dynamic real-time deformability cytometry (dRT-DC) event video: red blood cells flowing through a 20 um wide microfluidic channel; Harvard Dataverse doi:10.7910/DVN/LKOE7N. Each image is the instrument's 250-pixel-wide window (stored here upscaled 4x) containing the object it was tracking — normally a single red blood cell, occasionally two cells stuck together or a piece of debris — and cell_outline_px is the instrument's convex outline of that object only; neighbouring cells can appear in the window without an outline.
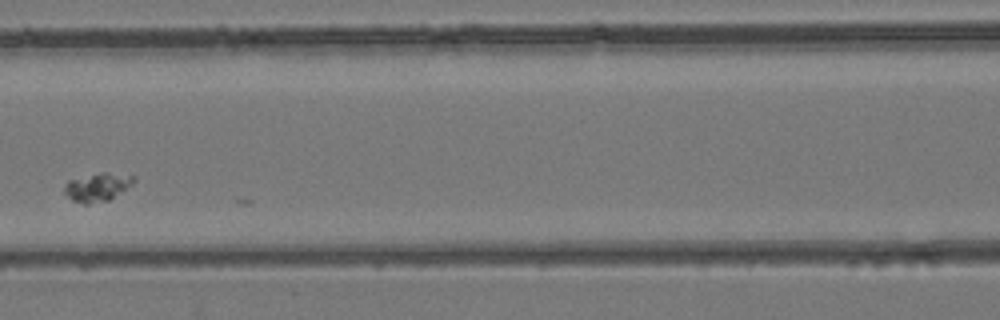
{"species": "common noctule bat (a hibernating species)", "species_latin": "Nyctalus noctula", "temperature_condition": "room temperature", "stored_images_in_passage": 4, "camera_frame_rate_fps": 3000, "um_per_image_px": 0.085, "animal": {"sex": "female", "body_mass_g": 24.6, "forearm_length_mm": 56.2}, "frame": {"image": 1, "passage_image": 4, "time_ms": 3.333, "image_size_px": [1000, 320], "cell_outline_px": [[136, 180], [132, 184], [108, 200], [88, 204], [84, 204], [72, 200], [64, 192], [64, 184], [68, 180], [104, 172], [136, 176]], "centroid_in_image_um": [8.27, 15.9], "position_along_channel_um": 158.3, "area_um2": 11.21}}